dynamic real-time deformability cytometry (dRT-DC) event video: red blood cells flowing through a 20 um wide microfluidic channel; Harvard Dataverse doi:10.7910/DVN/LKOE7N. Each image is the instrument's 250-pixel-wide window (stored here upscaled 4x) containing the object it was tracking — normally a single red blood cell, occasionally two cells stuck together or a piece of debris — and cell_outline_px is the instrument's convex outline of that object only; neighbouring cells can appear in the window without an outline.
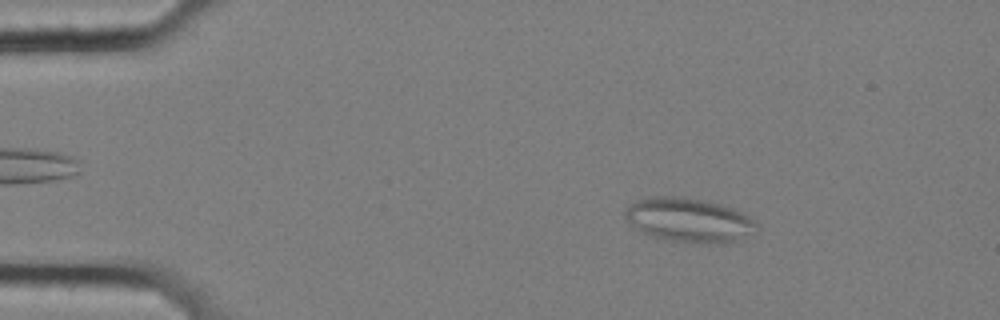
{"species": "common noctule bat (a hibernating species)", "species_latin": "Nyctalus noctula", "temperature_condition": "cold", "stored_images_in_passage": 58, "segment_of_instrument_passage": [1, 2], "camera_frame_rate_fps": 3000, "um_per_image_px": 0.085, "animal": {"sex": "female", "body_mass_g": 25.1}, "frame": {"image": 1, "passage_image": 9, "time_ms": 2.667, "image_size_px": [1000, 320], "cell_outline_px": [[760, 228], [752, 236], [724, 244], [700, 244], [664, 240], [648, 236], [632, 228], [624, 216], [624, 212], [628, 204], [644, 196], [684, 196], [720, 204], [744, 212], [756, 220]], "centroid_in_image_um": [58.57, 18.73], "position_along_channel_um": 26.4, "area_um2": 35.32}}